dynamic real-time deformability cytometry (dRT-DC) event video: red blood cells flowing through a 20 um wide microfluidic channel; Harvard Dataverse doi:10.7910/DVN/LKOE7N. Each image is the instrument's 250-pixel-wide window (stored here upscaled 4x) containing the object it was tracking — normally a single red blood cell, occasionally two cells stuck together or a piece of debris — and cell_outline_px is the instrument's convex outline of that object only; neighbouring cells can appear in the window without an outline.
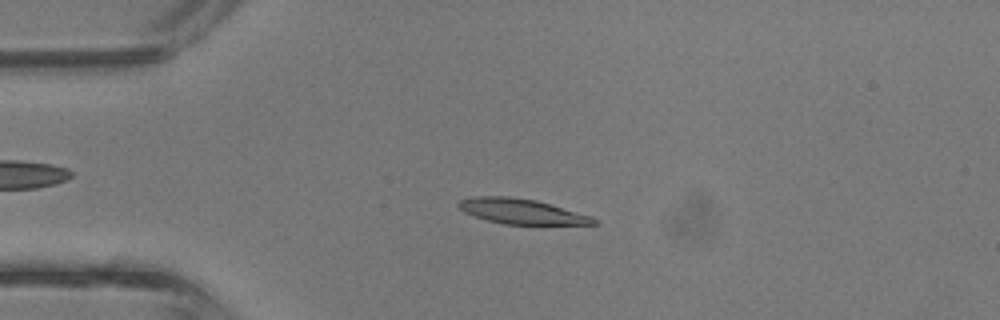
{"species": "common noctule bat (a hibernating species)", "species_latin": "Nyctalus noctula", "temperature_condition": "room temperature", "stored_images_in_passage": 41, "camera_frame_rate_fps": 3000, "um_per_image_px": 0.085, "animal": {"sex": "male", "body_mass_g": 13.3}, "frame": {"image": 1, "passage_image": 9, "time_ms": 2.667, "image_size_px": [1000, 320], "cell_outline_px": [[600, 224], [504, 224], [488, 220], [464, 212], [456, 204], [460, 200], [472, 196], [508, 196], [536, 200], [592, 216]], "centroid_in_image_um": [44.32, 17.96], "position_along_channel_um": 40.7, "area_um2": 19.59}}
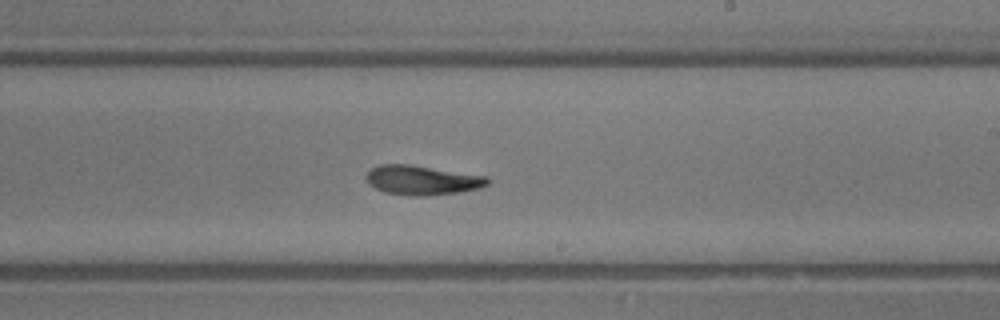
{"frame": {"image": 2, "passage_image": 24, "time_ms": 7.667, "image_size_px": [1000, 320], "cell_outline_px": [[492, 180], [488, 184], [480, 188], [460, 192], [428, 196], [412, 196], [384, 192], [368, 184], [364, 176], [372, 168], [380, 164], [408, 164], [488, 176]], "centroid_in_image_um": [35.9, 15.32], "position_along_channel_um": 253.1, "area_um2": 21.04}}
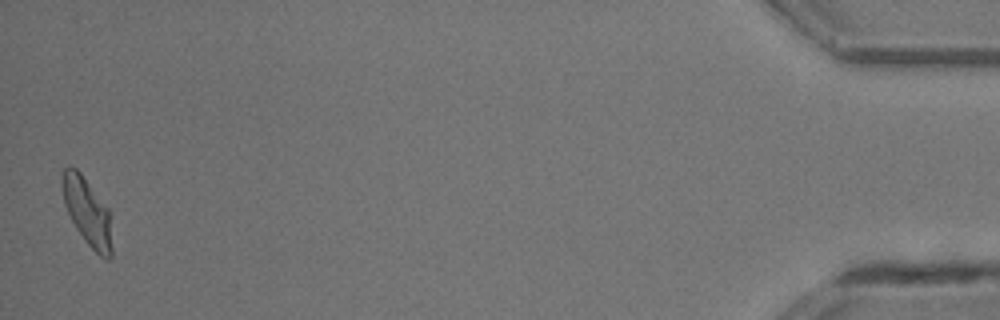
{"frame": {"image": 3, "passage_image": 41, "time_ms": 13.333, "image_size_px": [1000, 320], "cell_outline_px": [[112, 256], [108, 260], [100, 256], [84, 240], [76, 228], [64, 204], [60, 188], [60, 176], [64, 168], [68, 164], [76, 168], [80, 172], [108, 208], [112, 248]], "centroid_in_image_um": [7.37, 17.95], "position_along_channel_um": 427.8, "area_um2": 19.65}, "authors_computed_cell_mechanics": {"area_um2": 19.941, "velocity_mm_per_s": 4.8001, "shape_relaxation_time_tau1_ms": 5.2535, "shape_relaxation_time_tau2_ms": 7.7307, "deformation_change_tau1": 0.2261, "deformation_change_tau2": 0.1623}}